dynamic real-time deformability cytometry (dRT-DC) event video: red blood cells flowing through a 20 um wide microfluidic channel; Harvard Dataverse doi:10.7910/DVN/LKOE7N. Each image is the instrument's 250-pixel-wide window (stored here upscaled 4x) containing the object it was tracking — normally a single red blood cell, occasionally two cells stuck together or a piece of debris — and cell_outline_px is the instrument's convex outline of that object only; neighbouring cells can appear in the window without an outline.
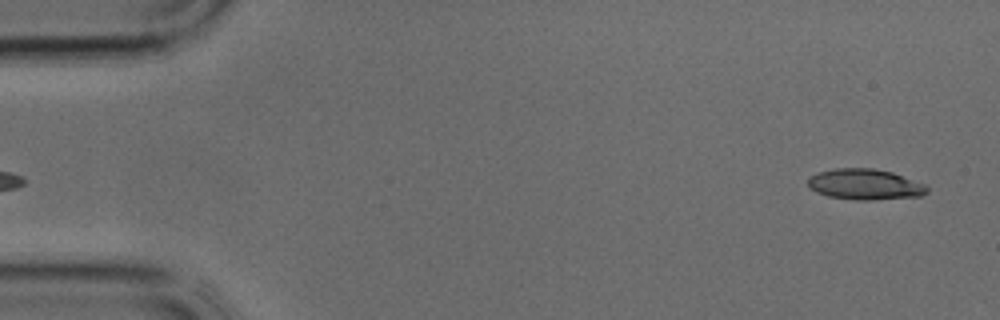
{"species": "common noctule bat (a hibernating species)", "species_latin": "Nyctalus noctula", "temperature_condition": "cold", "stored_images_in_passage": 37, "camera_frame_rate_fps": 3000, "um_per_image_px": 0.085, "animal": {"sex": "male", "body_mass_g": 17.9, "forearm_length_mm": 54.2}, "frame": {"image": 1, "passage_image": 1, "time_ms": 0.0, "image_size_px": [1000, 320], "cell_outline_px": [[928, 192], [920, 196], [872, 200], [852, 200], [828, 196], [816, 192], [808, 184], [808, 176], [820, 172], [836, 168], [872, 168], [892, 172], [924, 184], [928, 188]], "centroid_in_image_um": [73.51, 15.68], "position_along_channel_um": 11.5, "area_um2": 21.27}}
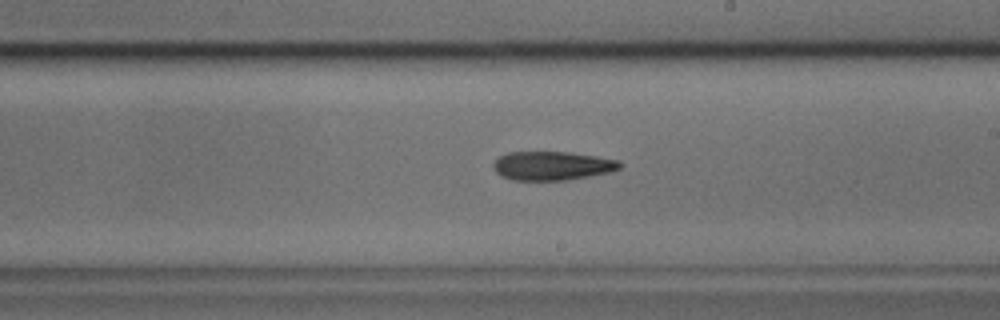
{"frame": {"image": 2, "passage_image": 21, "time_ms": 6.667, "image_size_px": [1000, 320], "cell_outline_px": [[624, 164], [620, 168], [608, 172], [568, 180], [512, 180], [500, 176], [492, 168], [492, 164], [500, 156], [508, 152], [572, 152], [620, 160]], "centroid_in_image_um": [46.93, 14.09], "position_along_channel_um": 242.1, "area_um2": 21.39}}
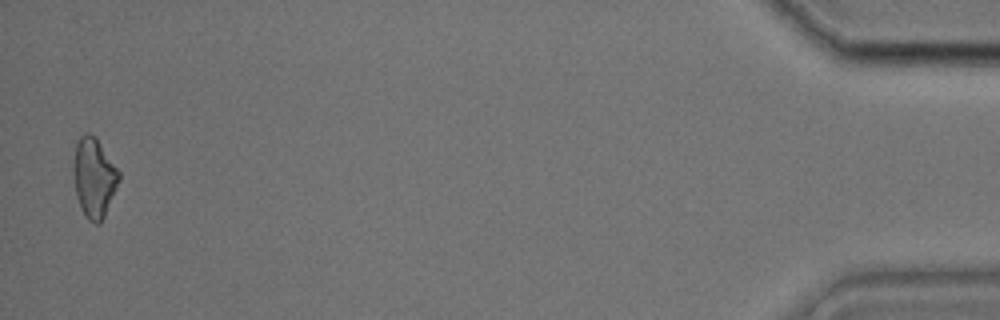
{"frame": {"image": 3, "passage_image": 37, "time_ms": 12.0, "image_size_px": [1000, 320], "cell_outline_px": [[120, 180], [104, 216], [100, 224], [96, 224], [88, 220], [84, 216], [80, 208], [76, 196], [72, 168], [76, 144], [80, 136], [84, 132], [88, 132], [96, 136], [120, 172]], "centroid_in_image_um": [7.98, 15.08], "position_along_channel_um": 427.2, "area_um2": 21.39}}